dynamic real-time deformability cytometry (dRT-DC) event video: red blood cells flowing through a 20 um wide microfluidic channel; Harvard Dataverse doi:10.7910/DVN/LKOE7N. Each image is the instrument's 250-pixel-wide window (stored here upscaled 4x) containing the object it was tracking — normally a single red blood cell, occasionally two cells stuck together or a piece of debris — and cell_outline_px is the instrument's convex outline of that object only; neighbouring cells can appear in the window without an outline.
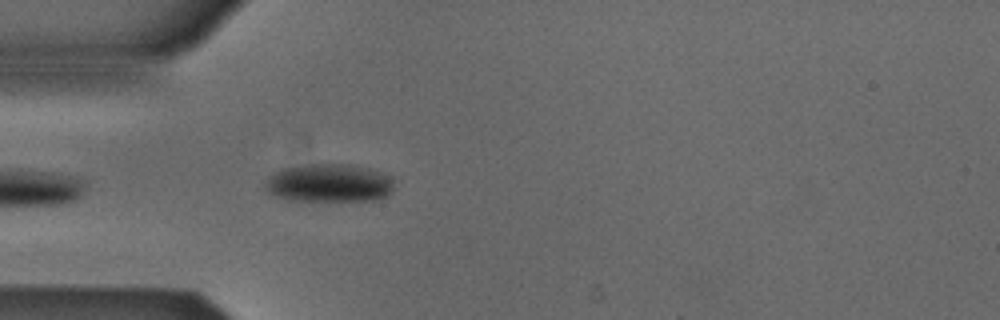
{"species": "Egyptian fruit bat (a non-hibernating species)", "species_latin": "Rousettus aegyptiacus", "temperature_condition": "cold", "stored_images_in_passage": 5, "camera_frame_rate_fps": 3000, "um_per_image_px": 0.085, "animal": {"sex": "male"}, "frame": {"image": 1, "passage_image": 2, "time_ms": 0.333, "image_size_px": [1000, 320], "cell_outline_px": [[392, 192], [388, 196], [376, 200], [288, 200], [276, 196], [268, 192], [264, 188], [264, 184], [268, 176], [284, 168], [308, 164], [352, 164], [372, 168], [392, 176]], "centroid_in_image_um": [28.0, 15.55], "position_along_channel_um": 57.0, "area_um2": 28.96}}